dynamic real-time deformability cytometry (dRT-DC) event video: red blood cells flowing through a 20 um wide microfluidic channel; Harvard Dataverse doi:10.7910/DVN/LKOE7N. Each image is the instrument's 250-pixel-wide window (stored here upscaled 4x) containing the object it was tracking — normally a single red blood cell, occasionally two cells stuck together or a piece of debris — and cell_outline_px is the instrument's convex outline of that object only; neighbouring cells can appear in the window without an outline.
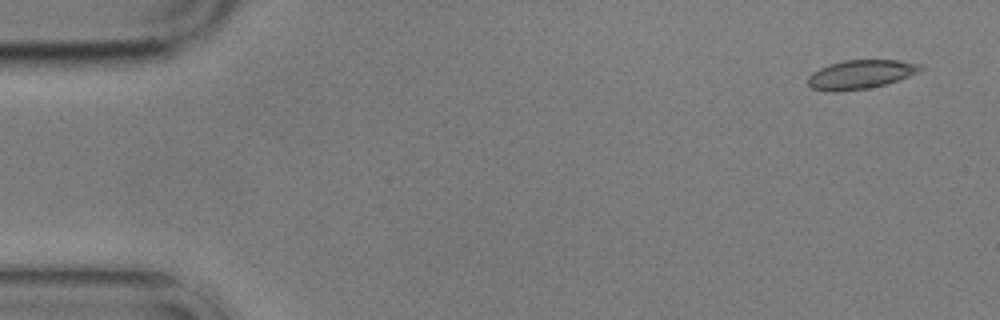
{"species": "common noctule bat (a hibernating species)", "species_latin": "Nyctalus noctula", "temperature_condition": "cold", "stored_images_in_passage": 5, "camera_frame_rate_fps": 3000, "um_per_image_px": 0.085, "animal": {"sex": "male", "body_mass_g": 17.9}, "frame": {"image": 1, "passage_image": 1, "time_ms": 0.0, "image_size_px": [1000, 320], "cell_outline_px": [[924, 68], [908, 76], [884, 84], [868, 88], [832, 92], [812, 88], [808, 84], [808, 76], [812, 72], [828, 64], [844, 60], [900, 60], [920, 64]], "centroid_in_image_um": [73.11, 6.31], "position_along_channel_um": 11.9, "area_um2": 18.73}}
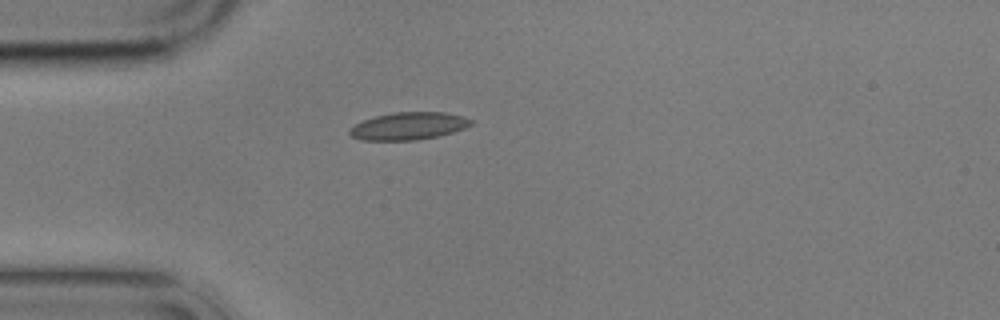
{"frame": {"image": 2, "passage_image": 5, "time_ms": 4.333, "image_size_px": [1000, 320], "cell_outline_px": [[472, 124], [464, 128], [440, 136], [416, 140], [360, 140], [352, 136], [348, 132], [356, 124], [364, 120], [376, 116], [392, 112], [444, 112], [464, 116], [472, 120]], "centroid_in_image_um": [34.75, 10.71], "position_along_channel_um": 50.2, "area_um2": 19.36}}